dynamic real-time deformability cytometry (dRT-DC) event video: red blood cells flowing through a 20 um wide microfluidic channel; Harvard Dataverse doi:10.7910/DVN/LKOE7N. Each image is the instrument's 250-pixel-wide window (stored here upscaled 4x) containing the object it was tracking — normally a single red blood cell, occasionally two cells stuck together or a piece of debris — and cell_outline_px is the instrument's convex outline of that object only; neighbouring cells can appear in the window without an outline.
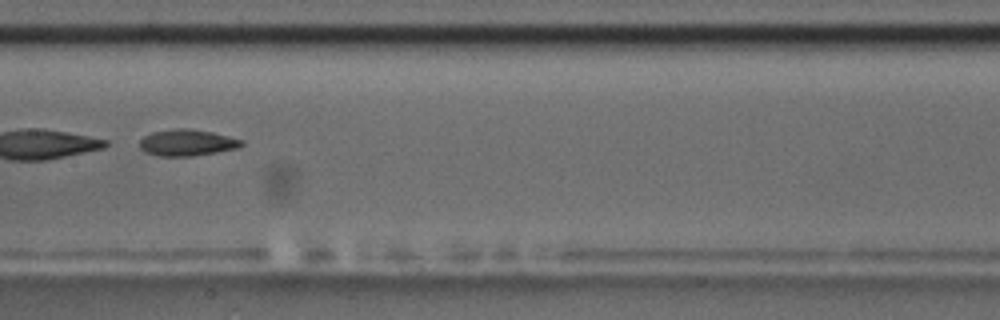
{"species": "common noctule bat (a hibernating species)", "species_latin": "Nyctalus noctula", "temperature_condition": "room temperature", "stored_images_in_passage": 11, "camera_frame_rate_fps": 3000, "um_per_image_px": 0.085, "animal": {"sex": "male", "body_mass_g": 17.5, "forearm_length_mm": 52.3}, "frame": {"image": 1, "passage_image": 4, "time_ms": 3.667, "image_size_px": [1000, 320], "cell_outline_px": [[244, 144], [240, 148], [192, 156], [160, 156], [144, 152], [140, 148], [140, 140], [144, 136], [152, 132], [176, 128], [188, 128], [212, 132], [244, 140]], "centroid_in_image_um": [15.92, 12.12], "position_along_channel_um": 191.5, "area_um2": 15.78}, "authors_computed_cell_mechanics": {"area_um2": 15.7794, "velocity_mm_per_s": 3.4676, "shape_relaxation_time_tau1_ms": 5.5203, "shape_relaxation_time_tau2_ms": 2.2077, "deformation_change_tau1": 0.1517, "deformation_change_tau2": 0.0955}}